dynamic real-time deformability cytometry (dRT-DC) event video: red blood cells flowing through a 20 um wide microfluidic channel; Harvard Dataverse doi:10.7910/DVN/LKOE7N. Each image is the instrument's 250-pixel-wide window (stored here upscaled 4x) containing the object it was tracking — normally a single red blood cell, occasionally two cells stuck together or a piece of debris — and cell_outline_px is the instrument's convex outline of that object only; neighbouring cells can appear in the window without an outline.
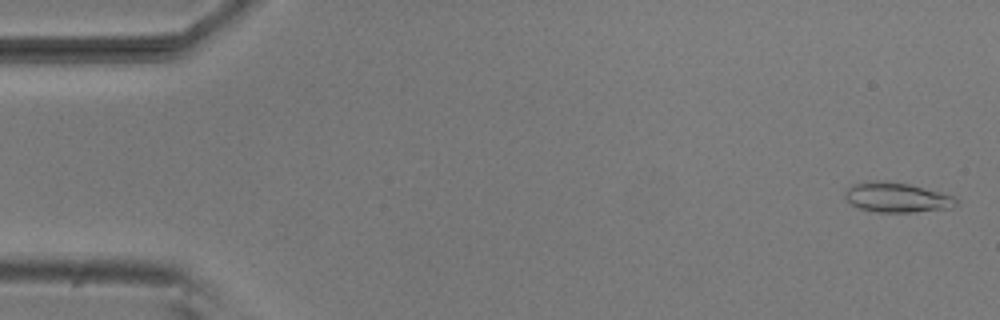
{"species": "common noctule bat (a hibernating species)", "species_latin": "Nyctalus noctula", "temperature_condition": "room temperature", "stored_images_in_passage": 53, "camera_frame_rate_fps": 3000, "um_per_image_px": 0.085, "animal": {"sex": "male", "body_mass_g": 20.5, "forearm_length_mm": 52.5}, "frame": {"image": 1, "passage_image": 2, "time_ms": 0.333, "image_size_px": [1000, 320], "cell_outline_px": [[956, 204], [952, 208], [912, 212], [876, 212], [860, 208], [852, 204], [844, 196], [844, 192], [852, 184], [868, 180], [884, 180], [908, 184], [956, 196]], "centroid_in_image_um": [76.21, 16.77], "position_along_channel_um": 8.8, "area_um2": 19.36}}
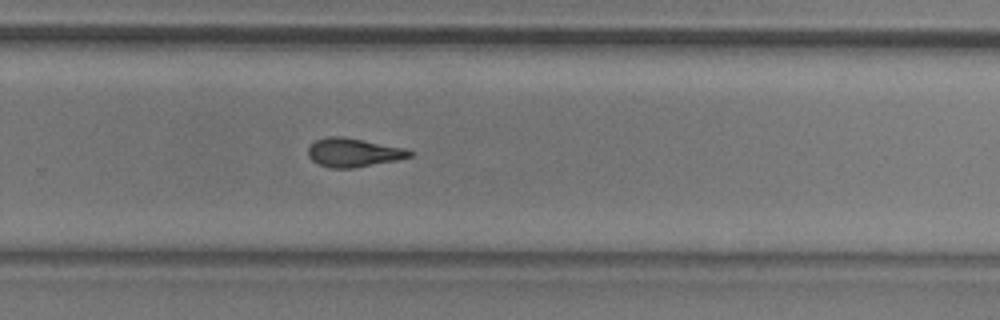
{"frame": {"image": 2, "passage_image": 35, "time_ms": 11.333, "image_size_px": [1000, 320], "cell_outline_px": [[416, 152], [412, 156], [396, 160], [352, 168], [332, 168], [320, 164], [312, 160], [308, 156], [308, 144], [316, 140], [328, 136], [340, 136], [404, 148]], "centroid_in_image_um": [30.02, 12.96], "position_along_channel_um": 299.8, "area_um2": 16.82}}
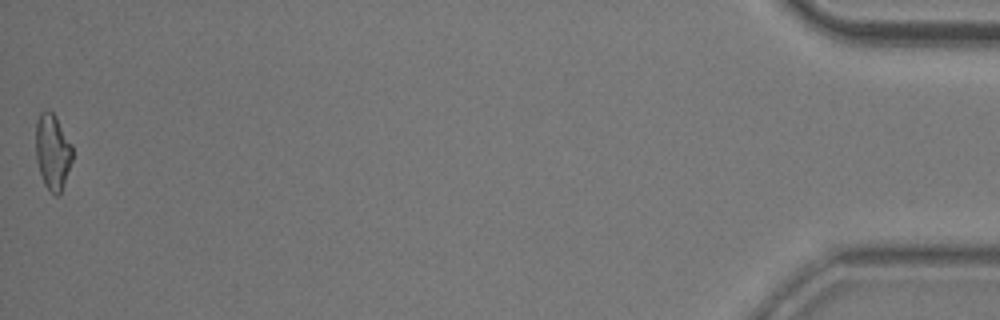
{"frame": {"image": 3, "passage_image": 53, "time_ms": 17.333, "image_size_px": [1000, 320], "cell_outline_px": [[72, 160], [60, 196], [56, 196], [44, 184], [36, 160], [36, 120], [40, 112], [44, 108], [48, 108], [56, 116], [72, 144]], "centroid_in_image_um": [4.47, 12.86], "position_along_channel_um": 430.7, "area_um2": 16.36}, "authors_computed_cell_mechanics": {"area_um2": 17.1666, "velocity_mm_per_s": 3.8125, "shape_relaxation_time_tau1_ms": 4.8199, "shape_relaxation_time_tau2_ms": 2.5947, "deformation_change_tau1": 0.1516, "deformation_change_tau2": 0.0983}}